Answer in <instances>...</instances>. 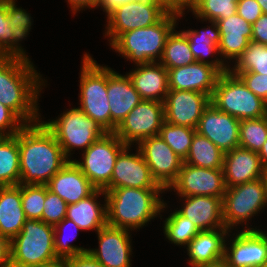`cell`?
<instances>
[{"label":"cell","instance_id":"obj_1","mask_svg":"<svg viewBox=\"0 0 267 267\" xmlns=\"http://www.w3.org/2000/svg\"><path fill=\"white\" fill-rule=\"evenodd\" d=\"M22 185H46L69 161L53 133L40 120L18 132Z\"/></svg>","mask_w":267,"mask_h":267},{"label":"cell","instance_id":"obj_2","mask_svg":"<svg viewBox=\"0 0 267 267\" xmlns=\"http://www.w3.org/2000/svg\"><path fill=\"white\" fill-rule=\"evenodd\" d=\"M46 82L31 60L0 57V102L25 124L41 120L38 99Z\"/></svg>","mask_w":267,"mask_h":267},{"label":"cell","instance_id":"obj_3","mask_svg":"<svg viewBox=\"0 0 267 267\" xmlns=\"http://www.w3.org/2000/svg\"><path fill=\"white\" fill-rule=\"evenodd\" d=\"M104 191L107 199V225L113 227L140 230L155 217L162 220L160 213L168 207L166 200L161 199V194L166 193L163 188L121 187Z\"/></svg>","mask_w":267,"mask_h":267},{"label":"cell","instance_id":"obj_4","mask_svg":"<svg viewBox=\"0 0 267 267\" xmlns=\"http://www.w3.org/2000/svg\"><path fill=\"white\" fill-rule=\"evenodd\" d=\"M185 11H169L158 23L122 33L110 46L134 66L159 62L168 36Z\"/></svg>","mask_w":267,"mask_h":267},{"label":"cell","instance_id":"obj_5","mask_svg":"<svg viewBox=\"0 0 267 267\" xmlns=\"http://www.w3.org/2000/svg\"><path fill=\"white\" fill-rule=\"evenodd\" d=\"M79 109L106 132H111V113L107 97V66L100 65L87 52L80 66Z\"/></svg>","mask_w":267,"mask_h":267},{"label":"cell","instance_id":"obj_6","mask_svg":"<svg viewBox=\"0 0 267 267\" xmlns=\"http://www.w3.org/2000/svg\"><path fill=\"white\" fill-rule=\"evenodd\" d=\"M58 259L54 226L27 219L21 232L11 240V267H31Z\"/></svg>","mask_w":267,"mask_h":267},{"label":"cell","instance_id":"obj_7","mask_svg":"<svg viewBox=\"0 0 267 267\" xmlns=\"http://www.w3.org/2000/svg\"><path fill=\"white\" fill-rule=\"evenodd\" d=\"M211 103L238 120L267 116L266 102L255 95L238 75L230 70L218 78Z\"/></svg>","mask_w":267,"mask_h":267},{"label":"cell","instance_id":"obj_8","mask_svg":"<svg viewBox=\"0 0 267 267\" xmlns=\"http://www.w3.org/2000/svg\"><path fill=\"white\" fill-rule=\"evenodd\" d=\"M41 121L53 133L69 160H72L73 150L80 149L83 152L107 133L76 106L63 111L56 119L44 121L41 118Z\"/></svg>","mask_w":267,"mask_h":267},{"label":"cell","instance_id":"obj_9","mask_svg":"<svg viewBox=\"0 0 267 267\" xmlns=\"http://www.w3.org/2000/svg\"><path fill=\"white\" fill-rule=\"evenodd\" d=\"M222 207L224 224L230 231L241 229L239 226L241 230H257L249 221L266 207L263 179L226 188Z\"/></svg>","mask_w":267,"mask_h":267},{"label":"cell","instance_id":"obj_10","mask_svg":"<svg viewBox=\"0 0 267 267\" xmlns=\"http://www.w3.org/2000/svg\"><path fill=\"white\" fill-rule=\"evenodd\" d=\"M168 12L164 5L154 0H131L114 7L106 15L107 26L103 36L111 45L122 33L154 25Z\"/></svg>","mask_w":267,"mask_h":267},{"label":"cell","instance_id":"obj_11","mask_svg":"<svg viewBox=\"0 0 267 267\" xmlns=\"http://www.w3.org/2000/svg\"><path fill=\"white\" fill-rule=\"evenodd\" d=\"M126 146L113 132H107L82 152L81 161L73 162L97 189L103 190L111 182L117 157Z\"/></svg>","mask_w":267,"mask_h":267},{"label":"cell","instance_id":"obj_12","mask_svg":"<svg viewBox=\"0 0 267 267\" xmlns=\"http://www.w3.org/2000/svg\"><path fill=\"white\" fill-rule=\"evenodd\" d=\"M164 122V102L142 100L127 114L113 133L127 146L135 147L142 140L159 135Z\"/></svg>","mask_w":267,"mask_h":267},{"label":"cell","instance_id":"obj_13","mask_svg":"<svg viewBox=\"0 0 267 267\" xmlns=\"http://www.w3.org/2000/svg\"><path fill=\"white\" fill-rule=\"evenodd\" d=\"M257 228V230H236L237 233L228 234L223 260L228 267H264L266 265L267 231Z\"/></svg>","mask_w":267,"mask_h":267},{"label":"cell","instance_id":"obj_14","mask_svg":"<svg viewBox=\"0 0 267 267\" xmlns=\"http://www.w3.org/2000/svg\"><path fill=\"white\" fill-rule=\"evenodd\" d=\"M172 190L183 197L205 195L223 199L226 191L223 170L206 169L183 162L177 179L166 192Z\"/></svg>","mask_w":267,"mask_h":267},{"label":"cell","instance_id":"obj_15","mask_svg":"<svg viewBox=\"0 0 267 267\" xmlns=\"http://www.w3.org/2000/svg\"><path fill=\"white\" fill-rule=\"evenodd\" d=\"M152 177L166 191L177 179L184 160L180 158L160 135L148 137L136 146Z\"/></svg>","mask_w":267,"mask_h":267},{"label":"cell","instance_id":"obj_16","mask_svg":"<svg viewBox=\"0 0 267 267\" xmlns=\"http://www.w3.org/2000/svg\"><path fill=\"white\" fill-rule=\"evenodd\" d=\"M132 231L105 225L96 232L98 248L88 252L104 267H131Z\"/></svg>","mask_w":267,"mask_h":267},{"label":"cell","instance_id":"obj_17","mask_svg":"<svg viewBox=\"0 0 267 267\" xmlns=\"http://www.w3.org/2000/svg\"><path fill=\"white\" fill-rule=\"evenodd\" d=\"M132 146H126L118 155L111 182L103 190L121 187L162 188L152 177L149 166L140 150L132 153Z\"/></svg>","mask_w":267,"mask_h":267},{"label":"cell","instance_id":"obj_18","mask_svg":"<svg viewBox=\"0 0 267 267\" xmlns=\"http://www.w3.org/2000/svg\"><path fill=\"white\" fill-rule=\"evenodd\" d=\"M210 103L211 97L205 93L169 89L164 101L165 121L195 129Z\"/></svg>","mask_w":267,"mask_h":267},{"label":"cell","instance_id":"obj_19","mask_svg":"<svg viewBox=\"0 0 267 267\" xmlns=\"http://www.w3.org/2000/svg\"><path fill=\"white\" fill-rule=\"evenodd\" d=\"M239 125L240 120L218 110L210 103L195 129L226 153L239 147Z\"/></svg>","mask_w":267,"mask_h":267},{"label":"cell","instance_id":"obj_20","mask_svg":"<svg viewBox=\"0 0 267 267\" xmlns=\"http://www.w3.org/2000/svg\"><path fill=\"white\" fill-rule=\"evenodd\" d=\"M167 72L169 89L201 92L210 97L221 75L215 67L198 61Z\"/></svg>","mask_w":267,"mask_h":267},{"label":"cell","instance_id":"obj_21","mask_svg":"<svg viewBox=\"0 0 267 267\" xmlns=\"http://www.w3.org/2000/svg\"><path fill=\"white\" fill-rule=\"evenodd\" d=\"M107 97L111 113V132L143 99L127 74H119L107 65Z\"/></svg>","mask_w":267,"mask_h":267},{"label":"cell","instance_id":"obj_22","mask_svg":"<svg viewBox=\"0 0 267 267\" xmlns=\"http://www.w3.org/2000/svg\"><path fill=\"white\" fill-rule=\"evenodd\" d=\"M217 24L220 32L218 52L221 60L229 68L248 47L252 38V24L237 12L226 19L218 20Z\"/></svg>","mask_w":267,"mask_h":267},{"label":"cell","instance_id":"obj_23","mask_svg":"<svg viewBox=\"0 0 267 267\" xmlns=\"http://www.w3.org/2000/svg\"><path fill=\"white\" fill-rule=\"evenodd\" d=\"M222 170L226 188L255 181L266 171L257 152L241 147L224 153Z\"/></svg>","mask_w":267,"mask_h":267},{"label":"cell","instance_id":"obj_24","mask_svg":"<svg viewBox=\"0 0 267 267\" xmlns=\"http://www.w3.org/2000/svg\"><path fill=\"white\" fill-rule=\"evenodd\" d=\"M229 233L233 232L227 228L200 231L185 247L189 266L203 267L223 262Z\"/></svg>","mask_w":267,"mask_h":267},{"label":"cell","instance_id":"obj_25","mask_svg":"<svg viewBox=\"0 0 267 267\" xmlns=\"http://www.w3.org/2000/svg\"><path fill=\"white\" fill-rule=\"evenodd\" d=\"M178 197L183 205L176 210L193 222L200 231L226 228L221 198L205 195Z\"/></svg>","mask_w":267,"mask_h":267},{"label":"cell","instance_id":"obj_26","mask_svg":"<svg viewBox=\"0 0 267 267\" xmlns=\"http://www.w3.org/2000/svg\"><path fill=\"white\" fill-rule=\"evenodd\" d=\"M46 185L68 205L79 202L97 189L73 160H69Z\"/></svg>","mask_w":267,"mask_h":267},{"label":"cell","instance_id":"obj_27","mask_svg":"<svg viewBox=\"0 0 267 267\" xmlns=\"http://www.w3.org/2000/svg\"><path fill=\"white\" fill-rule=\"evenodd\" d=\"M126 74L143 100L165 101L169 91L168 72L160 62L136 65Z\"/></svg>","mask_w":267,"mask_h":267},{"label":"cell","instance_id":"obj_28","mask_svg":"<svg viewBox=\"0 0 267 267\" xmlns=\"http://www.w3.org/2000/svg\"><path fill=\"white\" fill-rule=\"evenodd\" d=\"M210 26L199 29L181 30L189 41V46L196 61L215 67L221 74L229 68L221 60L218 46L220 44V32L217 22L208 21ZM215 57H214V56ZM214 57V58H210ZM219 57V58H218ZM213 59V60H212Z\"/></svg>","mask_w":267,"mask_h":267},{"label":"cell","instance_id":"obj_29","mask_svg":"<svg viewBox=\"0 0 267 267\" xmlns=\"http://www.w3.org/2000/svg\"><path fill=\"white\" fill-rule=\"evenodd\" d=\"M104 196V204L98 198ZM66 218L72 220L83 231H99L107 225V199L105 191L96 189L77 203L67 206Z\"/></svg>","mask_w":267,"mask_h":267},{"label":"cell","instance_id":"obj_30","mask_svg":"<svg viewBox=\"0 0 267 267\" xmlns=\"http://www.w3.org/2000/svg\"><path fill=\"white\" fill-rule=\"evenodd\" d=\"M21 184L0 186V235L12 240L27 220L22 208Z\"/></svg>","mask_w":267,"mask_h":267},{"label":"cell","instance_id":"obj_31","mask_svg":"<svg viewBox=\"0 0 267 267\" xmlns=\"http://www.w3.org/2000/svg\"><path fill=\"white\" fill-rule=\"evenodd\" d=\"M20 162L18 133L0 136V186L19 185Z\"/></svg>","mask_w":267,"mask_h":267},{"label":"cell","instance_id":"obj_32","mask_svg":"<svg viewBox=\"0 0 267 267\" xmlns=\"http://www.w3.org/2000/svg\"><path fill=\"white\" fill-rule=\"evenodd\" d=\"M16 1L7 0V16L12 28V57L31 60L20 43L30 34L31 27H33V19L31 18L33 17L22 7H17Z\"/></svg>","mask_w":267,"mask_h":267},{"label":"cell","instance_id":"obj_33","mask_svg":"<svg viewBox=\"0 0 267 267\" xmlns=\"http://www.w3.org/2000/svg\"><path fill=\"white\" fill-rule=\"evenodd\" d=\"M223 159L224 152L208 138L195 132L184 163L206 169H218L223 167Z\"/></svg>","mask_w":267,"mask_h":267},{"label":"cell","instance_id":"obj_34","mask_svg":"<svg viewBox=\"0 0 267 267\" xmlns=\"http://www.w3.org/2000/svg\"><path fill=\"white\" fill-rule=\"evenodd\" d=\"M176 30L175 28L168 36L162 57L159 60L167 70L182 67L196 61L187 37L181 30Z\"/></svg>","mask_w":267,"mask_h":267},{"label":"cell","instance_id":"obj_35","mask_svg":"<svg viewBox=\"0 0 267 267\" xmlns=\"http://www.w3.org/2000/svg\"><path fill=\"white\" fill-rule=\"evenodd\" d=\"M164 237L175 246H184L200 232V230L189 219L181 215L176 209L165 218L163 222Z\"/></svg>","mask_w":267,"mask_h":267},{"label":"cell","instance_id":"obj_36","mask_svg":"<svg viewBox=\"0 0 267 267\" xmlns=\"http://www.w3.org/2000/svg\"><path fill=\"white\" fill-rule=\"evenodd\" d=\"M68 230L74 233L71 234V232H69ZM79 231L83 230H81L75 222L66 217L60 223L54 226V244L55 252L58 258L66 259L72 256H76L77 254L88 252V249L84 248V246L81 247L80 245L77 246L72 244V241L75 240V238L78 236Z\"/></svg>","mask_w":267,"mask_h":267},{"label":"cell","instance_id":"obj_37","mask_svg":"<svg viewBox=\"0 0 267 267\" xmlns=\"http://www.w3.org/2000/svg\"><path fill=\"white\" fill-rule=\"evenodd\" d=\"M231 65L229 70L234 75H238L240 72L267 75V45L250 41L242 55Z\"/></svg>","mask_w":267,"mask_h":267},{"label":"cell","instance_id":"obj_38","mask_svg":"<svg viewBox=\"0 0 267 267\" xmlns=\"http://www.w3.org/2000/svg\"><path fill=\"white\" fill-rule=\"evenodd\" d=\"M239 0H199L191 10L195 19L217 22L220 19H226L237 12V3Z\"/></svg>","mask_w":267,"mask_h":267},{"label":"cell","instance_id":"obj_39","mask_svg":"<svg viewBox=\"0 0 267 267\" xmlns=\"http://www.w3.org/2000/svg\"><path fill=\"white\" fill-rule=\"evenodd\" d=\"M266 140L267 116L240 121L239 147L258 153Z\"/></svg>","mask_w":267,"mask_h":267},{"label":"cell","instance_id":"obj_40","mask_svg":"<svg viewBox=\"0 0 267 267\" xmlns=\"http://www.w3.org/2000/svg\"><path fill=\"white\" fill-rule=\"evenodd\" d=\"M195 132L194 128L174 125L165 121L159 135L180 158L185 160Z\"/></svg>","mask_w":267,"mask_h":267},{"label":"cell","instance_id":"obj_41","mask_svg":"<svg viewBox=\"0 0 267 267\" xmlns=\"http://www.w3.org/2000/svg\"><path fill=\"white\" fill-rule=\"evenodd\" d=\"M22 208L27 219L42 220L44 202L46 199V185H22Z\"/></svg>","mask_w":267,"mask_h":267},{"label":"cell","instance_id":"obj_42","mask_svg":"<svg viewBox=\"0 0 267 267\" xmlns=\"http://www.w3.org/2000/svg\"><path fill=\"white\" fill-rule=\"evenodd\" d=\"M67 206L68 204L57 194L48 190L46 185V199L43 207L42 221L55 226L66 217Z\"/></svg>","mask_w":267,"mask_h":267},{"label":"cell","instance_id":"obj_43","mask_svg":"<svg viewBox=\"0 0 267 267\" xmlns=\"http://www.w3.org/2000/svg\"><path fill=\"white\" fill-rule=\"evenodd\" d=\"M12 56V28L7 16V0H0V57Z\"/></svg>","mask_w":267,"mask_h":267},{"label":"cell","instance_id":"obj_44","mask_svg":"<svg viewBox=\"0 0 267 267\" xmlns=\"http://www.w3.org/2000/svg\"><path fill=\"white\" fill-rule=\"evenodd\" d=\"M26 124L9 108L0 102V136H12Z\"/></svg>","mask_w":267,"mask_h":267},{"label":"cell","instance_id":"obj_45","mask_svg":"<svg viewBox=\"0 0 267 267\" xmlns=\"http://www.w3.org/2000/svg\"><path fill=\"white\" fill-rule=\"evenodd\" d=\"M238 76L258 97L267 101V75L254 72H240Z\"/></svg>","mask_w":267,"mask_h":267},{"label":"cell","instance_id":"obj_46","mask_svg":"<svg viewBox=\"0 0 267 267\" xmlns=\"http://www.w3.org/2000/svg\"><path fill=\"white\" fill-rule=\"evenodd\" d=\"M237 13L250 24H253L263 14L256 0H239Z\"/></svg>","mask_w":267,"mask_h":267},{"label":"cell","instance_id":"obj_47","mask_svg":"<svg viewBox=\"0 0 267 267\" xmlns=\"http://www.w3.org/2000/svg\"><path fill=\"white\" fill-rule=\"evenodd\" d=\"M251 41L267 45V15L266 14H262L252 24Z\"/></svg>","mask_w":267,"mask_h":267},{"label":"cell","instance_id":"obj_48","mask_svg":"<svg viewBox=\"0 0 267 267\" xmlns=\"http://www.w3.org/2000/svg\"><path fill=\"white\" fill-rule=\"evenodd\" d=\"M68 267H104L89 252L67 258Z\"/></svg>","mask_w":267,"mask_h":267},{"label":"cell","instance_id":"obj_49","mask_svg":"<svg viewBox=\"0 0 267 267\" xmlns=\"http://www.w3.org/2000/svg\"><path fill=\"white\" fill-rule=\"evenodd\" d=\"M0 267H11V240L0 235Z\"/></svg>","mask_w":267,"mask_h":267},{"label":"cell","instance_id":"obj_50","mask_svg":"<svg viewBox=\"0 0 267 267\" xmlns=\"http://www.w3.org/2000/svg\"><path fill=\"white\" fill-rule=\"evenodd\" d=\"M67 4L70 6L73 15L84 9L99 8V0H67Z\"/></svg>","mask_w":267,"mask_h":267},{"label":"cell","instance_id":"obj_51","mask_svg":"<svg viewBox=\"0 0 267 267\" xmlns=\"http://www.w3.org/2000/svg\"><path fill=\"white\" fill-rule=\"evenodd\" d=\"M198 1L199 0H167V9L175 12L191 10Z\"/></svg>","mask_w":267,"mask_h":267},{"label":"cell","instance_id":"obj_52","mask_svg":"<svg viewBox=\"0 0 267 267\" xmlns=\"http://www.w3.org/2000/svg\"><path fill=\"white\" fill-rule=\"evenodd\" d=\"M131 0H99V7L107 15L114 7L130 2Z\"/></svg>","mask_w":267,"mask_h":267},{"label":"cell","instance_id":"obj_53","mask_svg":"<svg viewBox=\"0 0 267 267\" xmlns=\"http://www.w3.org/2000/svg\"><path fill=\"white\" fill-rule=\"evenodd\" d=\"M31 267H68L67 266V258H58L55 260H52L50 262L47 263H43L40 265H35V266H31Z\"/></svg>","mask_w":267,"mask_h":267},{"label":"cell","instance_id":"obj_54","mask_svg":"<svg viewBox=\"0 0 267 267\" xmlns=\"http://www.w3.org/2000/svg\"><path fill=\"white\" fill-rule=\"evenodd\" d=\"M262 166L267 170V140L264 142L262 148L258 152Z\"/></svg>","mask_w":267,"mask_h":267},{"label":"cell","instance_id":"obj_55","mask_svg":"<svg viewBox=\"0 0 267 267\" xmlns=\"http://www.w3.org/2000/svg\"><path fill=\"white\" fill-rule=\"evenodd\" d=\"M261 6L263 14L267 15V0H256Z\"/></svg>","mask_w":267,"mask_h":267},{"label":"cell","instance_id":"obj_56","mask_svg":"<svg viewBox=\"0 0 267 267\" xmlns=\"http://www.w3.org/2000/svg\"><path fill=\"white\" fill-rule=\"evenodd\" d=\"M264 185H265V194H266V207H267V170L264 173V176L262 177Z\"/></svg>","mask_w":267,"mask_h":267},{"label":"cell","instance_id":"obj_57","mask_svg":"<svg viewBox=\"0 0 267 267\" xmlns=\"http://www.w3.org/2000/svg\"><path fill=\"white\" fill-rule=\"evenodd\" d=\"M203 267H228L224 262L215 264V265H209V266H203Z\"/></svg>","mask_w":267,"mask_h":267},{"label":"cell","instance_id":"obj_58","mask_svg":"<svg viewBox=\"0 0 267 267\" xmlns=\"http://www.w3.org/2000/svg\"><path fill=\"white\" fill-rule=\"evenodd\" d=\"M159 2L160 4L164 5L167 8V0H154Z\"/></svg>","mask_w":267,"mask_h":267}]
</instances>
